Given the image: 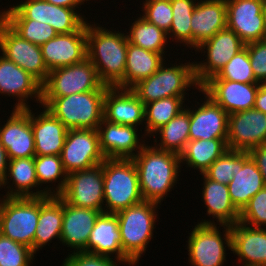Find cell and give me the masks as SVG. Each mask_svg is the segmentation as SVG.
<instances>
[{"mask_svg": "<svg viewBox=\"0 0 266 266\" xmlns=\"http://www.w3.org/2000/svg\"><path fill=\"white\" fill-rule=\"evenodd\" d=\"M113 31L86 22L87 58L104 85L124 88L128 39L126 33Z\"/></svg>", "mask_w": 266, "mask_h": 266, "instance_id": "cell-1", "label": "cell"}, {"mask_svg": "<svg viewBox=\"0 0 266 266\" xmlns=\"http://www.w3.org/2000/svg\"><path fill=\"white\" fill-rule=\"evenodd\" d=\"M132 160L137 168L143 200L161 205L177 184L182 166L180 155L145 144Z\"/></svg>", "mask_w": 266, "mask_h": 266, "instance_id": "cell-2", "label": "cell"}, {"mask_svg": "<svg viewBox=\"0 0 266 266\" xmlns=\"http://www.w3.org/2000/svg\"><path fill=\"white\" fill-rule=\"evenodd\" d=\"M105 92L89 91L64 97H42L41 106L67 129H97L104 119Z\"/></svg>", "mask_w": 266, "mask_h": 266, "instance_id": "cell-3", "label": "cell"}, {"mask_svg": "<svg viewBox=\"0 0 266 266\" xmlns=\"http://www.w3.org/2000/svg\"><path fill=\"white\" fill-rule=\"evenodd\" d=\"M103 179L104 213L115 214L144 201L132 159L105 158Z\"/></svg>", "mask_w": 266, "mask_h": 266, "instance_id": "cell-4", "label": "cell"}, {"mask_svg": "<svg viewBox=\"0 0 266 266\" xmlns=\"http://www.w3.org/2000/svg\"><path fill=\"white\" fill-rule=\"evenodd\" d=\"M158 207V203L142 201L115 213L121 234V247L135 264L153 239Z\"/></svg>", "mask_w": 266, "mask_h": 266, "instance_id": "cell-5", "label": "cell"}, {"mask_svg": "<svg viewBox=\"0 0 266 266\" xmlns=\"http://www.w3.org/2000/svg\"><path fill=\"white\" fill-rule=\"evenodd\" d=\"M165 64L131 88L144 105L167 97H185L190 86L200 89L195 77L194 62L171 64L169 67Z\"/></svg>", "mask_w": 266, "mask_h": 266, "instance_id": "cell-6", "label": "cell"}, {"mask_svg": "<svg viewBox=\"0 0 266 266\" xmlns=\"http://www.w3.org/2000/svg\"><path fill=\"white\" fill-rule=\"evenodd\" d=\"M39 219V197L0 198V233L31 248Z\"/></svg>", "mask_w": 266, "mask_h": 266, "instance_id": "cell-7", "label": "cell"}, {"mask_svg": "<svg viewBox=\"0 0 266 266\" xmlns=\"http://www.w3.org/2000/svg\"><path fill=\"white\" fill-rule=\"evenodd\" d=\"M220 226L223 234L214 220H202L189 233L187 251L192 266H223L226 247L232 250V236L230 225Z\"/></svg>", "mask_w": 266, "mask_h": 266, "instance_id": "cell-8", "label": "cell"}, {"mask_svg": "<svg viewBox=\"0 0 266 266\" xmlns=\"http://www.w3.org/2000/svg\"><path fill=\"white\" fill-rule=\"evenodd\" d=\"M0 12L2 19H30L51 25L58 34L78 31L87 20L77 9L51 4L44 0H26ZM82 15V16H81Z\"/></svg>", "mask_w": 266, "mask_h": 266, "instance_id": "cell-9", "label": "cell"}, {"mask_svg": "<svg viewBox=\"0 0 266 266\" xmlns=\"http://www.w3.org/2000/svg\"><path fill=\"white\" fill-rule=\"evenodd\" d=\"M93 63L88 59L53 69L42 84V97H64L74 93L106 91Z\"/></svg>", "mask_w": 266, "mask_h": 266, "instance_id": "cell-10", "label": "cell"}, {"mask_svg": "<svg viewBox=\"0 0 266 266\" xmlns=\"http://www.w3.org/2000/svg\"><path fill=\"white\" fill-rule=\"evenodd\" d=\"M244 47L245 43L229 28L220 30L213 37L202 42L195 48V52L201 51L207 55H205L206 59L199 63L194 61L197 83L201 86L210 77L217 75L229 60Z\"/></svg>", "mask_w": 266, "mask_h": 266, "instance_id": "cell-11", "label": "cell"}, {"mask_svg": "<svg viewBox=\"0 0 266 266\" xmlns=\"http://www.w3.org/2000/svg\"><path fill=\"white\" fill-rule=\"evenodd\" d=\"M0 52L5 58L35 77L41 84L46 81L50 71L44 63L40 45L25 40L1 17Z\"/></svg>", "mask_w": 266, "mask_h": 266, "instance_id": "cell-12", "label": "cell"}, {"mask_svg": "<svg viewBox=\"0 0 266 266\" xmlns=\"http://www.w3.org/2000/svg\"><path fill=\"white\" fill-rule=\"evenodd\" d=\"M103 163L67 175L66 186L59 195L72 206L104 213Z\"/></svg>", "mask_w": 266, "mask_h": 266, "instance_id": "cell-13", "label": "cell"}, {"mask_svg": "<svg viewBox=\"0 0 266 266\" xmlns=\"http://www.w3.org/2000/svg\"><path fill=\"white\" fill-rule=\"evenodd\" d=\"M60 157L67 174L102 164L97 129H68Z\"/></svg>", "mask_w": 266, "mask_h": 266, "instance_id": "cell-14", "label": "cell"}, {"mask_svg": "<svg viewBox=\"0 0 266 266\" xmlns=\"http://www.w3.org/2000/svg\"><path fill=\"white\" fill-rule=\"evenodd\" d=\"M227 28L245 43L266 39L263 0H226Z\"/></svg>", "mask_w": 266, "mask_h": 266, "instance_id": "cell-15", "label": "cell"}, {"mask_svg": "<svg viewBox=\"0 0 266 266\" xmlns=\"http://www.w3.org/2000/svg\"><path fill=\"white\" fill-rule=\"evenodd\" d=\"M266 144V114L256 109L228 115V149L249 152Z\"/></svg>", "mask_w": 266, "mask_h": 266, "instance_id": "cell-16", "label": "cell"}, {"mask_svg": "<svg viewBox=\"0 0 266 266\" xmlns=\"http://www.w3.org/2000/svg\"><path fill=\"white\" fill-rule=\"evenodd\" d=\"M40 47L49 71L83 61L87 58L86 23L78 31L57 34Z\"/></svg>", "mask_w": 266, "mask_h": 266, "instance_id": "cell-17", "label": "cell"}, {"mask_svg": "<svg viewBox=\"0 0 266 266\" xmlns=\"http://www.w3.org/2000/svg\"><path fill=\"white\" fill-rule=\"evenodd\" d=\"M11 116L0 126V143L9 160L36 156L34 135L30 122V107L13 108Z\"/></svg>", "mask_w": 266, "mask_h": 266, "instance_id": "cell-18", "label": "cell"}, {"mask_svg": "<svg viewBox=\"0 0 266 266\" xmlns=\"http://www.w3.org/2000/svg\"><path fill=\"white\" fill-rule=\"evenodd\" d=\"M261 83L206 80L200 89L228 114L253 109Z\"/></svg>", "mask_w": 266, "mask_h": 266, "instance_id": "cell-19", "label": "cell"}, {"mask_svg": "<svg viewBox=\"0 0 266 266\" xmlns=\"http://www.w3.org/2000/svg\"><path fill=\"white\" fill-rule=\"evenodd\" d=\"M0 94L16 97L14 108L26 109L27 99L35 98L41 104L42 84L13 61L0 55ZM39 101V102H38Z\"/></svg>", "mask_w": 266, "mask_h": 266, "instance_id": "cell-20", "label": "cell"}, {"mask_svg": "<svg viewBox=\"0 0 266 266\" xmlns=\"http://www.w3.org/2000/svg\"><path fill=\"white\" fill-rule=\"evenodd\" d=\"M137 129L134 126L114 124L103 119L97 131L100 150L104 157L132 159L137 155L146 141L139 138Z\"/></svg>", "mask_w": 266, "mask_h": 266, "instance_id": "cell-21", "label": "cell"}, {"mask_svg": "<svg viewBox=\"0 0 266 266\" xmlns=\"http://www.w3.org/2000/svg\"><path fill=\"white\" fill-rule=\"evenodd\" d=\"M199 92L205 98L203 103L197 102L201 104L197 109L190 108V140L227 139L229 114L201 89Z\"/></svg>", "mask_w": 266, "mask_h": 266, "instance_id": "cell-22", "label": "cell"}, {"mask_svg": "<svg viewBox=\"0 0 266 266\" xmlns=\"http://www.w3.org/2000/svg\"><path fill=\"white\" fill-rule=\"evenodd\" d=\"M144 110V103L131 88H106L104 119L108 122L138 127L145 124Z\"/></svg>", "mask_w": 266, "mask_h": 266, "instance_id": "cell-23", "label": "cell"}, {"mask_svg": "<svg viewBox=\"0 0 266 266\" xmlns=\"http://www.w3.org/2000/svg\"><path fill=\"white\" fill-rule=\"evenodd\" d=\"M227 186L231 201L240 212L265 187L263 176L248 152L236 150V172Z\"/></svg>", "mask_w": 266, "mask_h": 266, "instance_id": "cell-24", "label": "cell"}, {"mask_svg": "<svg viewBox=\"0 0 266 266\" xmlns=\"http://www.w3.org/2000/svg\"><path fill=\"white\" fill-rule=\"evenodd\" d=\"M100 211L76 207L63 200L61 243L73 252H87V241Z\"/></svg>", "mask_w": 266, "mask_h": 266, "instance_id": "cell-25", "label": "cell"}, {"mask_svg": "<svg viewBox=\"0 0 266 266\" xmlns=\"http://www.w3.org/2000/svg\"><path fill=\"white\" fill-rule=\"evenodd\" d=\"M232 250L243 266H266V228L237 222L231 226Z\"/></svg>", "mask_w": 266, "mask_h": 266, "instance_id": "cell-26", "label": "cell"}, {"mask_svg": "<svg viewBox=\"0 0 266 266\" xmlns=\"http://www.w3.org/2000/svg\"><path fill=\"white\" fill-rule=\"evenodd\" d=\"M192 48L227 28L226 0H199L191 18Z\"/></svg>", "mask_w": 266, "mask_h": 266, "instance_id": "cell-27", "label": "cell"}, {"mask_svg": "<svg viewBox=\"0 0 266 266\" xmlns=\"http://www.w3.org/2000/svg\"><path fill=\"white\" fill-rule=\"evenodd\" d=\"M35 114L30 110L36 155H60L68 129L45 108Z\"/></svg>", "mask_w": 266, "mask_h": 266, "instance_id": "cell-28", "label": "cell"}, {"mask_svg": "<svg viewBox=\"0 0 266 266\" xmlns=\"http://www.w3.org/2000/svg\"><path fill=\"white\" fill-rule=\"evenodd\" d=\"M87 252L107 257L112 255L119 260H131L121 247V234L116 214L99 215L87 241Z\"/></svg>", "mask_w": 266, "mask_h": 266, "instance_id": "cell-29", "label": "cell"}, {"mask_svg": "<svg viewBox=\"0 0 266 266\" xmlns=\"http://www.w3.org/2000/svg\"><path fill=\"white\" fill-rule=\"evenodd\" d=\"M63 199L60 196L39 197V219L34 236V254L51 243L61 240ZM50 242V243H49Z\"/></svg>", "mask_w": 266, "mask_h": 266, "instance_id": "cell-30", "label": "cell"}, {"mask_svg": "<svg viewBox=\"0 0 266 266\" xmlns=\"http://www.w3.org/2000/svg\"><path fill=\"white\" fill-rule=\"evenodd\" d=\"M202 199L207 208V215L217 219L218 225H235L240 220V211L231 201L228 186L207 178L202 173Z\"/></svg>", "mask_w": 266, "mask_h": 266, "instance_id": "cell-31", "label": "cell"}, {"mask_svg": "<svg viewBox=\"0 0 266 266\" xmlns=\"http://www.w3.org/2000/svg\"><path fill=\"white\" fill-rule=\"evenodd\" d=\"M13 184H8L9 180ZM7 186L8 191L2 197H43L48 196L44 190L36 189V192L31 191L33 187H38V180L36 177L34 157L31 158H17L9 160L5 178L0 185V188ZM13 185L15 187H13ZM11 186V187H10ZM13 187V188H12ZM12 188V189H11ZM16 188V189H14ZM39 190V191H38Z\"/></svg>", "mask_w": 266, "mask_h": 266, "instance_id": "cell-32", "label": "cell"}, {"mask_svg": "<svg viewBox=\"0 0 266 266\" xmlns=\"http://www.w3.org/2000/svg\"><path fill=\"white\" fill-rule=\"evenodd\" d=\"M165 56L128 42L124 88H132L139 81L153 75L165 61Z\"/></svg>", "mask_w": 266, "mask_h": 266, "instance_id": "cell-33", "label": "cell"}, {"mask_svg": "<svg viewBox=\"0 0 266 266\" xmlns=\"http://www.w3.org/2000/svg\"><path fill=\"white\" fill-rule=\"evenodd\" d=\"M227 150V139L189 140L180 159L202 174Z\"/></svg>", "mask_w": 266, "mask_h": 266, "instance_id": "cell-34", "label": "cell"}, {"mask_svg": "<svg viewBox=\"0 0 266 266\" xmlns=\"http://www.w3.org/2000/svg\"><path fill=\"white\" fill-rule=\"evenodd\" d=\"M190 131V108L183 109L167 124L160 127L154 133L160 135L157 144L154 147L160 150L171 151L177 154H181L189 138ZM160 141V142H159ZM157 145V146H156Z\"/></svg>", "mask_w": 266, "mask_h": 266, "instance_id": "cell-35", "label": "cell"}, {"mask_svg": "<svg viewBox=\"0 0 266 266\" xmlns=\"http://www.w3.org/2000/svg\"><path fill=\"white\" fill-rule=\"evenodd\" d=\"M185 98L186 97H167L145 104L144 117L146 124L143 136L156 137L154 134L155 131L167 124L185 109V105L183 106V104H185Z\"/></svg>", "mask_w": 266, "mask_h": 266, "instance_id": "cell-36", "label": "cell"}, {"mask_svg": "<svg viewBox=\"0 0 266 266\" xmlns=\"http://www.w3.org/2000/svg\"><path fill=\"white\" fill-rule=\"evenodd\" d=\"M128 42L145 50L165 55L168 37L167 33L156 25L148 22L142 16L136 18L129 32H126ZM165 52V53H164Z\"/></svg>", "mask_w": 266, "mask_h": 266, "instance_id": "cell-37", "label": "cell"}, {"mask_svg": "<svg viewBox=\"0 0 266 266\" xmlns=\"http://www.w3.org/2000/svg\"><path fill=\"white\" fill-rule=\"evenodd\" d=\"M34 163L38 184L42 186L45 183L47 185V183L59 182L56 187H53L54 189L49 188V185L43 188L48 196H59L66 186L68 175L63 168L60 155H36Z\"/></svg>", "mask_w": 266, "mask_h": 266, "instance_id": "cell-38", "label": "cell"}, {"mask_svg": "<svg viewBox=\"0 0 266 266\" xmlns=\"http://www.w3.org/2000/svg\"><path fill=\"white\" fill-rule=\"evenodd\" d=\"M173 20L167 33L168 39L174 37L184 47L192 48L191 18L196 6V0H170ZM171 36V37H170Z\"/></svg>", "mask_w": 266, "mask_h": 266, "instance_id": "cell-39", "label": "cell"}, {"mask_svg": "<svg viewBox=\"0 0 266 266\" xmlns=\"http://www.w3.org/2000/svg\"><path fill=\"white\" fill-rule=\"evenodd\" d=\"M208 80H229L240 83H259L253 74L247 48L244 47L215 76Z\"/></svg>", "mask_w": 266, "mask_h": 266, "instance_id": "cell-40", "label": "cell"}, {"mask_svg": "<svg viewBox=\"0 0 266 266\" xmlns=\"http://www.w3.org/2000/svg\"><path fill=\"white\" fill-rule=\"evenodd\" d=\"M17 34L33 44L42 45L58 33L47 24L30 19H3Z\"/></svg>", "mask_w": 266, "mask_h": 266, "instance_id": "cell-41", "label": "cell"}, {"mask_svg": "<svg viewBox=\"0 0 266 266\" xmlns=\"http://www.w3.org/2000/svg\"><path fill=\"white\" fill-rule=\"evenodd\" d=\"M34 256L31 248L0 233V266H30Z\"/></svg>", "mask_w": 266, "mask_h": 266, "instance_id": "cell-42", "label": "cell"}, {"mask_svg": "<svg viewBox=\"0 0 266 266\" xmlns=\"http://www.w3.org/2000/svg\"><path fill=\"white\" fill-rule=\"evenodd\" d=\"M143 4L141 16L168 33L173 20L170 0H145Z\"/></svg>", "mask_w": 266, "mask_h": 266, "instance_id": "cell-43", "label": "cell"}, {"mask_svg": "<svg viewBox=\"0 0 266 266\" xmlns=\"http://www.w3.org/2000/svg\"><path fill=\"white\" fill-rule=\"evenodd\" d=\"M239 222L255 228H266V187L258 191L243 208Z\"/></svg>", "mask_w": 266, "mask_h": 266, "instance_id": "cell-44", "label": "cell"}, {"mask_svg": "<svg viewBox=\"0 0 266 266\" xmlns=\"http://www.w3.org/2000/svg\"><path fill=\"white\" fill-rule=\"evenodd\" d=\"M236 172V150L228 149L203 174L218 183L228 184Z\"/></svg>", "mask_w": 266, "mask_h": 266, "instance_id": "cell-45", "label": "cell"}, {"mask_svg": "<svg viewBox=\"0 0 266 266\" xmlns=\"http://www.w3.org/2000/svg\"><path fill=\"white\" fill-rule=\"evenodd\" d=\"M114 260L112 257L100 256L88 252H72L65 258L62 266H118L120 263L122 265L128 264L129 266L136 265L132 260H119L116 258Z\"/></svg>", "mask_w": 266, "mask_h": 266, "instance_id": "cell-46", "label": "cell"}, {"mask_svg": "<svg viewBox=\"0 0 266 266\" xmlns=\"http://www.w3.org/2000/svg\"><path fill=\"white\" fill-rule=\"evenodd\" d=\"M255 79L266 83V39L245 44Z\"/></svg>", "mask_w": 266, "mask_h": 266, "instance_id": "cell-47", "label": "cell"}, {"mask_svg": "<svg viewBox=\"0 0 266 266\" xmlns=\"http://www.w3.org/2000/svg\"><path fill=\"white\" fill-rule=\"evenodd\" d=\"M248 153L262 174L264 185L266 187V144L259 145Z\"/></svg>", "mask_w": 266, "mask_h": 266, "instance_id": "cell-48", "label": "cell"}, {"mask_svg": "<svg viewBox=\"0 0 266 266\" xmlns=\"http://www.w3.org/2000/svg\"><path fill=\"white\" fill-rule=\"evenodd\" d=\"M253 109L266 114V83L260 84Z\"/></svg>", "mask_w": 266, "mask_h": 266, "instance_id": "cell-49", "label": "cell"}, {"mask_svg": "<svg viewBox=\"0 0 266 266\" xmlns=\"http://www.w3.org/2000/svg\"><path fill=\"white\" fill-rule=\"evenodd\" d=\"M9 164V158L4 146L0 143V185L2 184Z\"/></svg>", "mask_w": 266, "mask_h": 266, "instance_id": "cell-50", "label": "cell"}, {"mask_svg": "<svg viewBox=\"0 0 266 266\" xmlns=\"http://www.w3.org/2000/svg\"><path fill=\"white\" fill-rule=\"evenodd\" d=\"M44 1L57 5V6L76 9V8H79L78 6L84 4V2L88 0H44Z\"/></svg>", "mask_w": 266, "mask_h": 266, "instance_id": "cell-51", "label": "cell"}, {"mask_svg": "<svg viewBox=\"0 0 266 266\" xmlns=\"http://www.w3.org/2000/svg\"><path fill=\"white\" fill-rule=\"evenodd\" d=\"M263 13H264L265 22H266V0H263Z\"/></svg>", "mask_w": 266, "mask_h": 266, "instance_id": "cell-52", "label": "cell"}]
</instances>
